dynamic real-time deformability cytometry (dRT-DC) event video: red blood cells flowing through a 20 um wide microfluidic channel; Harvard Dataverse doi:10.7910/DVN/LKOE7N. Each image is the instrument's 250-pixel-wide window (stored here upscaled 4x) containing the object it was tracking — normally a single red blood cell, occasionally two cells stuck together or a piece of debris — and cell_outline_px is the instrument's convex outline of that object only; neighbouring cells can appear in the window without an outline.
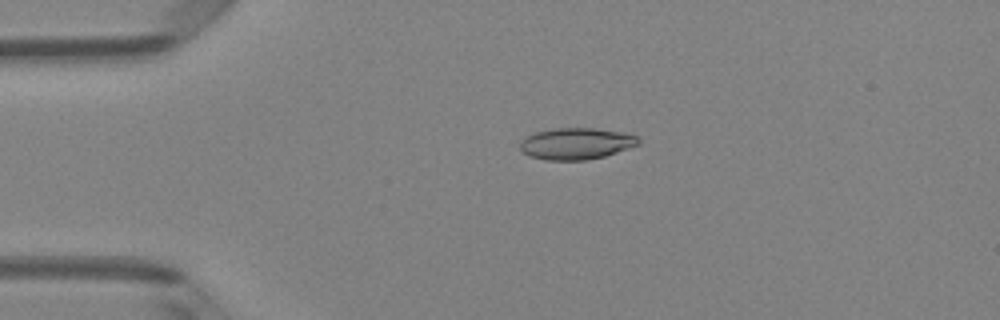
{"species": "Egyptian fruit bat (a non-hibernating species)", "species_latin": "Rousettus aegyptiacus", "temperature_condition": "room temperature", "stored_images_in_passage": 3, "camera_frame_rate_fps": 3000, "um_per_image_px": 0.085, "animal": {"sex": "female"}, "frame": {"image": 1, "passage_image": 2, "time_ms": 0.333, "image_size_px": [1000, 320], "cell_outline_px": [[640, 144], [604, 156], [588, 160], [544, 160], [528, 156], [520, 148], [520, 140], [536, 132], [556, 128], [592, 128], [620, 132], [636, 136], [640, 140]], "centroid_in_image_um": [48.95, 12.22], "position_along_channel_um": 36.0, "area_um2": 21.62}}